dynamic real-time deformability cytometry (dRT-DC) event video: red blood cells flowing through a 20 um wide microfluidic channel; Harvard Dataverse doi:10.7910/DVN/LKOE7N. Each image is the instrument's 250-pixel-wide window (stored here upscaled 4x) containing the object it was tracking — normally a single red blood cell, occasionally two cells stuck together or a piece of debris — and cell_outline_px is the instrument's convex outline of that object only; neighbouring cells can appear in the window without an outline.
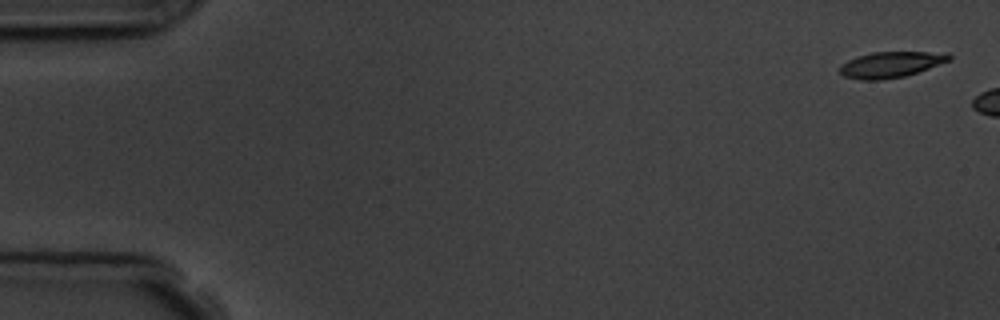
{"species": "common noctule bat (a hibernating species)", "species_latin": "Nyctalus noctula", "temperature_condition": "room temperature", "stored_images_in_passage": 3, "camera_frame_rate_fps": 3000, "um_per_image_px": 0.085, "animal": {"sex": "male", "body_mass_g": 19.5, "forearm_length_mm": 54.6}, "frame": {"image": 1, "passage_image": 1, "time_ms": 0.0, "image_size_px": [1000, 320], "cell_outline_px": [[952, 60], [904, 76], [880, 80], [860, 80], [844, 76], [840, 72], [840, 64], [856, 56], [872, 52], [948, 52], [952, 56]], "centroid_in_image_um": [75.72, 5.48], "position_along_channel_um": 9.3, "area_um2": 16.53}}